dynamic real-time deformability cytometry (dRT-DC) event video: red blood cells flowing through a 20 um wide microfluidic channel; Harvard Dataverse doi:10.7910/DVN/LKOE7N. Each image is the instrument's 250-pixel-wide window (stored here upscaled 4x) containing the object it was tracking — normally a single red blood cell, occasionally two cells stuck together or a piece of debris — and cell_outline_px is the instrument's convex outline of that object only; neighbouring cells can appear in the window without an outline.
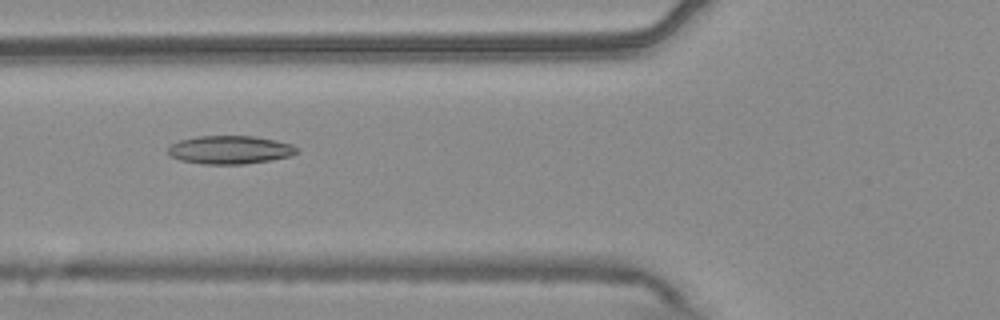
{"species": "common noctule bat (a hibernating species)", "species_latin": "Nyctalus noctula", "temperature_condition": "warm", "stored_images_in_passage": 55, "camera_frame_rate_fps": 3000, "um_per_image_px": 0.085, "animal": {"sex": "male", "body_mass_g": 20.4}, "frame": {"image": 1, "passage_image": 21, "time_ms": 6.667, "image_size_px": [1000, 320], "cell_outline_px": [[296, 152], [292, 156], [272, 160], [244, 164], [200, 164], [180, 160], [172, 156], [168, 152], [168, 148], [172, 144], [180, 140], [196, 136], [252, 136], [276, 140], [292, 144], [296, 148]], "centroid_in_image_um": [19.55, 12.74], "position_along_channel_um": 106.3, "area_um2": 21.21}}
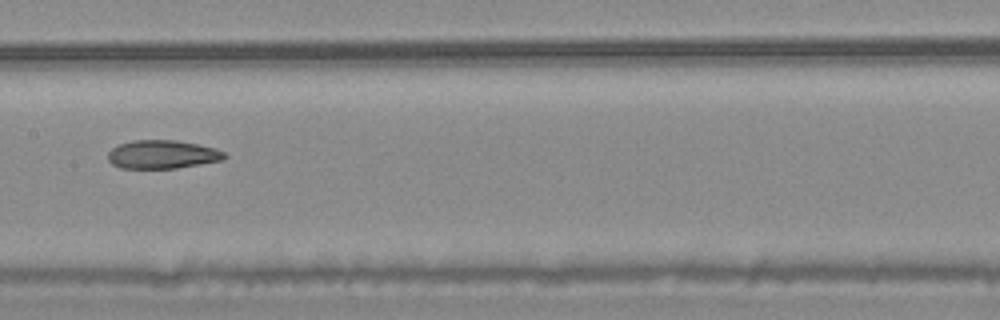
{"frame": {"image": 2, "passage_image": 28, "time_ms": 9.0, "image_size_px": [1000, 320], "cell_outline_px": [[228, 156], [224, 160], [176, 168], [120, 168], [112, 164], [108, 160], [108, 152], [112, 148], [120, 144], [132, 140], [176, 140], [216, 148], [224, 152]], "centroid_in_image_um": [13.81, 13.13], "position_along_channel_um": 193.6, "area_um2": 19.36}}
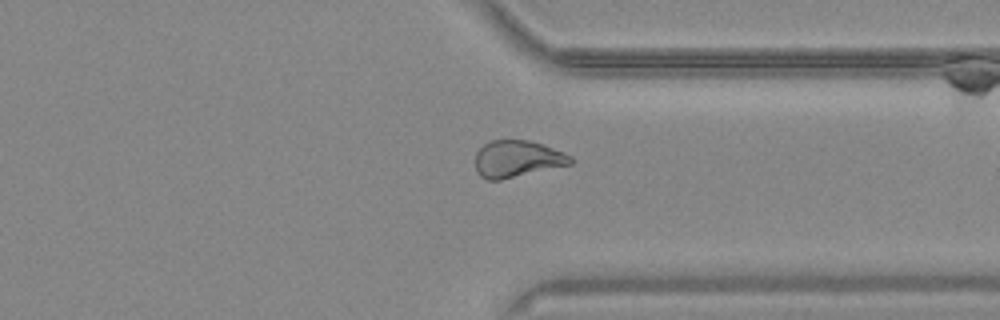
{"frame": {"image": 3, "passage_image": 42, "time_ms": 13.667, "image_size_px": [1000, 320], "cell_outline_px": [[576, 160], [572, 164], [500, 180], [488, 180], [480, 176], [476, 172], [476, 152], [488, 140], [528, 140], [544, 144], [564, 152], [572, 156]], "centroid_in_image_um": [43.99, 13.5], "position_along_channel_um": 367.4, "area_um2": 20.69}, "authors_computed_cell_mechanics": {"area_um2": 21.8484, "velocity_mm_per_s": 3.743, "shape_relaxation_time_tau1_ms": null, "shape_relaxation_time_tau2_ms": 3.3978, "deformation_change_tau1": null, "deformation_change_tau2": 0.0979}}